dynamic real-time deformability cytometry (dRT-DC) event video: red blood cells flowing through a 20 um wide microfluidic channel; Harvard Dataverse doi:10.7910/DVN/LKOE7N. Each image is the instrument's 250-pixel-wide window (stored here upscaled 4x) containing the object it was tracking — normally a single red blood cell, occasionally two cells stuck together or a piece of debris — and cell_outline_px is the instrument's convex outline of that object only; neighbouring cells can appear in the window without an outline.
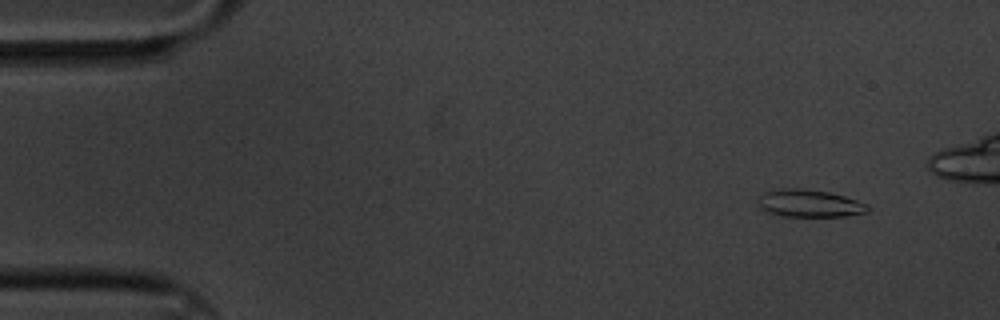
{"species": "common noctule bat (a hibernating species)", "species_latin": "Nyctalus noctula", "temperature_condition": "cold", "stored_images_in_passage": 10, "camera_frame_rate_fps": 3000, "um_per_image_px": 0.085, "animal": {"sex": "male", "body_mass_g": 20.1, "forearm_length_mm": 53.5}, "frame": {"image": 1, "passage_image": 1, "time_ms": 0.0, "image_size_px": [1000, 320], "cell_outline_px": [[868, 208], [864, 212], [844, 216], [780, 216], [768, 212], [760, 208], [756, 204], [756, 200], [764, 192], [772, 188], [800, 188], [828, 192], [844, 196], [868, 204]], "centroid_in_image_um": [68.69, 17.27], "position_along_channel_um": 16.3, "area_um2": 17.63}}
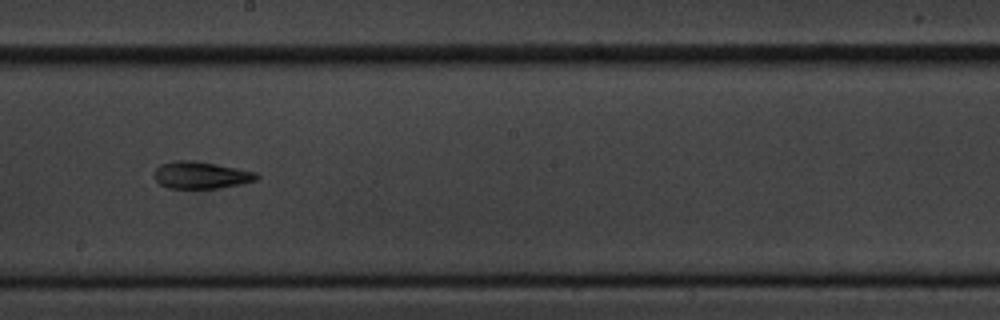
{"frame": {"image": 2, "passage_image": 9, "time_ms": 2.667, "image_size_px": [1000, 320], "cell_outline_px": [[260, 176], [256, 180], [240, 184], [220, 188], [168, 188], [160, 184], [152, 176], [156, 168], [160, 164], [172, 160], [188, 160], [216, 164], [256, 172]], "centroid_in_image_um": [17.04, 14.88], "position_along_channel_um": 231.2, "area_um2": 16.18}}
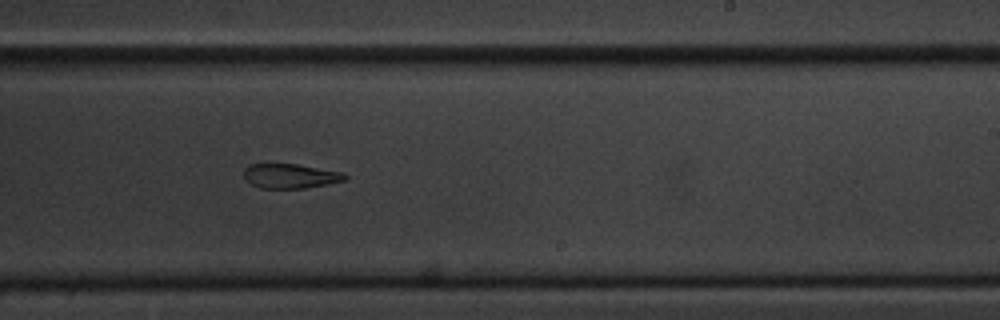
{"frame": {"image": 3, "passage_image": 10, "time_ms": 3.0, "image_size_px": [1000, 320], "cell_outline_px": [[348, 176], [344, 180], [328, 184], [304, 188], [260, 188], [252, 184], [244, 176], [244, 168], [248, 164], [296, 164], [344, 172]], "centroid_in_image_um": [24.69, 14.95], "position_along_channel_um": 264.3, "area_um2": 14.39}}